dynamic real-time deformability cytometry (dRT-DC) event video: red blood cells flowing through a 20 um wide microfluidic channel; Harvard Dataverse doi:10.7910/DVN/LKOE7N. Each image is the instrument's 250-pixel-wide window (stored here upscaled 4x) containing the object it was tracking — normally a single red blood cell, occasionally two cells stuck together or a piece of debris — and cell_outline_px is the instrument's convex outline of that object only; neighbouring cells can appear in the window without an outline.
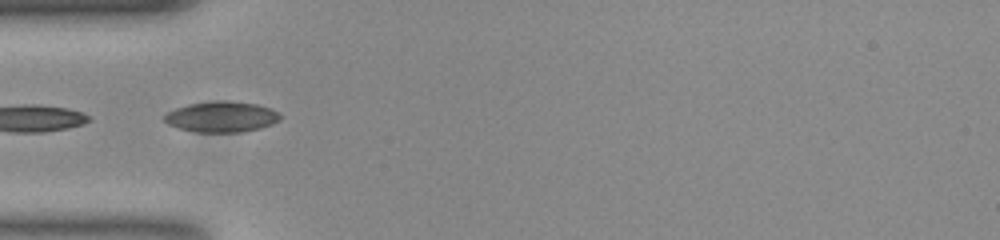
{"species": "common noctule bat (a hibernating species)", "species_latin": "Nyctalus noctula", "temperature_condition": "room temperature", "stored_images_in_passage": 4, "camera_frame_rate_fps": 3000, "um_per_image_px": 0.085, "animal": {"sex": "female", "body_mass_g": 23.0, "forearm_length_mm": 53.4}, "frame": {"image": 1, "passage_image": 1, "time_ms": 0.0, "image_size_px": [1000, 240], "cell_outline_px": [[280, 120], [272, 124], [260, 128], [240, 132], [196, 132], [180, 128], [168, 124], [164, 120], [164, 116], [168, 112], [176, 108], [188, 104], [256, 104], [268, 108], [276, 112], [280, 116]], "centroid_in_image_um": [18.81, 9.99], "position_along_channel_um": 66.2, "area_um2": 19.42}}